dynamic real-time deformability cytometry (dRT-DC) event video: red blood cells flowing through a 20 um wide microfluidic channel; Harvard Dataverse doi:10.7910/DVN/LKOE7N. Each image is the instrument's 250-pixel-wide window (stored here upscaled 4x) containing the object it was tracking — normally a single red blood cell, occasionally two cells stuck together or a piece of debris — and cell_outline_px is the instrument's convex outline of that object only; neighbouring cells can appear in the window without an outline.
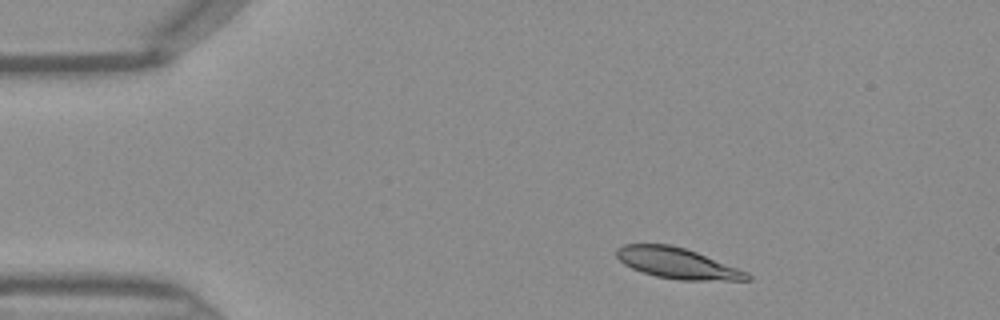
{"species": "Egyptian fruit bat (a non-hibernating species)", "species_latin": "Rousettus aegyptiacus", "temperature_condition": "warm", "stored_images_in_passage": 39, "camera_frame_rate_fps": 3000, "um_per_image_px": 0.085, "frame": {"image": 1, "passage_image": 1, "time_ms": 0.0, "image_size_px": [1000, 320], "cell_outline_px": [[752, 280], [680, 280], [656, 276], [632, 268], [624, 264], [616, 256], [616, 248], [624, 244], [672, 244], [696, 252], [748, 272], [752, 276]], "centroid_in_image_um": [57.57, 22.37], "position_along_channel_um": 27.4, "area_um2": 23.24}}
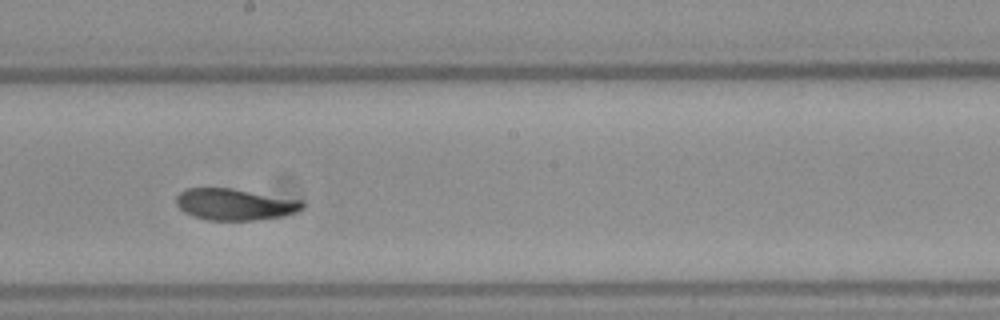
{"frame": {"image": 2, "passage_image": 19, "time_ms": 6.0, "image_size_px": [1000, 320], "cell_outline_px": [[304, 208], [296, 212], [280, 216], [256, 220], [208, 220], [192, 216], [184, 212], [176, 204], [176, 196], [180, 192], [188, 188], [232, 188], [304, 200]], "centroid_in_image_um": [19.97, 17.36], "position_along_channel_um": 228.2, "area_um2": 23.29}}
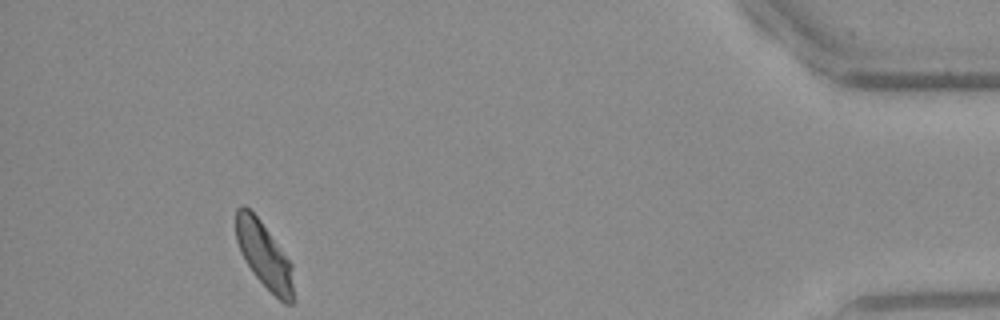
{"frame": {"image": 3, "passage_image": 36, "time_ms": 11.667, "image_size_px": [1000, 320], "cell_outline_px": [[296, 300], [292, 304], [284, 304], [252, 272], [244, 260], [240, 252], [236, 240], [236, 208], [244, 204], [260, 220], [292, 264]], "centroid_in_image_um": [22.48, 21.73], "position_along_channel_um": 412.7, "area_um2": 22.25}}